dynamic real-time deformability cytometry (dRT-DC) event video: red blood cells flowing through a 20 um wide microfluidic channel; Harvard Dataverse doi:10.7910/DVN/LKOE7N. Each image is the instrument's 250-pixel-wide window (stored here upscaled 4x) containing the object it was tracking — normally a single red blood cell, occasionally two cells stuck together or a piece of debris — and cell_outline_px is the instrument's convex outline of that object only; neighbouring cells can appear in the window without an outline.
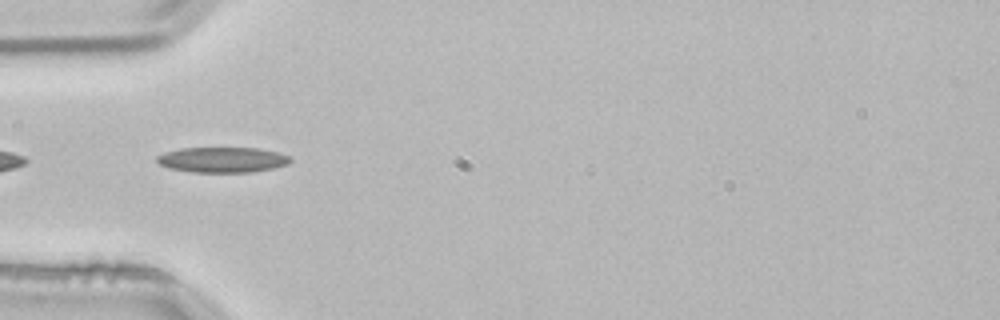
{"species": "common noctule bat (a hibernating species)", "species_latin": "Nyctalus noctula", "temperature_condition": "room temperature", "stored_images_in_passage": 2, "camera_frame_rate_fps": 3000, "um_per_image_px": 0.085, "animal": {"sex": "male", "body_mass_g": 21.5, "forearm_length_mm": 52.0}, "frame": {"image": 1, "passage_image": 2, "time_ms": 0.333, "image_size_px": [1000, 320], "cell_outline_px": [[292, 160], [288, 164], [272, 168], [252, 172], [192, 172], [168, 168], [160, 164], [156, 160], [156, 156], [164, 152], [180, 148], [260, 148], [276, 152], [288, 156]], "centroid_in_image_um": [18.87, 13.58], "position_along_channel_um": 66.1, "area_um2": 19.71}}